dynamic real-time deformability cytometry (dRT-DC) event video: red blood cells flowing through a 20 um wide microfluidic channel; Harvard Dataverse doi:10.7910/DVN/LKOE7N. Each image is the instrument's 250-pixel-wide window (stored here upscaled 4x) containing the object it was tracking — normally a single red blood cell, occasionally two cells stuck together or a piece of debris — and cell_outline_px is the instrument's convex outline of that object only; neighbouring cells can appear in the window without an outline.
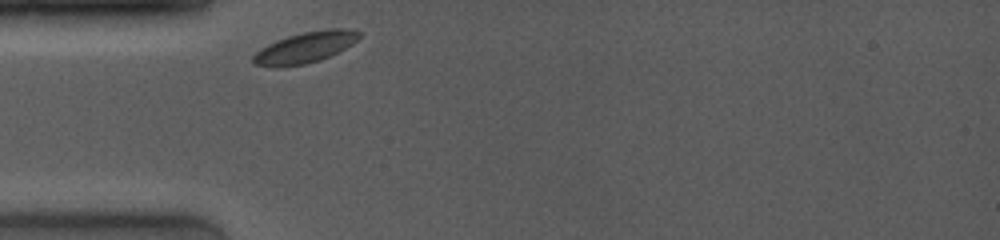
{"species": "common noctule bat (a hibernating species)", "species_latin": "Nyctalus noctula", "temperature_condition": "room temperature", "stored_images_in_passage": 1, "camera_frame_rate_fps": 4000, "um_per_image_px": 0.085, "animal": {"sex": "female", "body_mass_g": 19.0, "forearm_length_mm": 53.3}, "frame": {"image": 1, "passage_image": 1, "time_ms": 0.0, "image_size_px": [1000, 240], "cell_outline_px": [[360, 36], [352, 44], [320, 60], [304, 64], [280, 68], [252, 64], [252, 56], [260, 48], [276, 40], [288, 36], [304, 32], [328, 28], [348, 28], [360, 32]], "centroid_in_image_um": [25.89, 4.04], "position_along_channel_um": 59.1, "area_um2": 19.13}}